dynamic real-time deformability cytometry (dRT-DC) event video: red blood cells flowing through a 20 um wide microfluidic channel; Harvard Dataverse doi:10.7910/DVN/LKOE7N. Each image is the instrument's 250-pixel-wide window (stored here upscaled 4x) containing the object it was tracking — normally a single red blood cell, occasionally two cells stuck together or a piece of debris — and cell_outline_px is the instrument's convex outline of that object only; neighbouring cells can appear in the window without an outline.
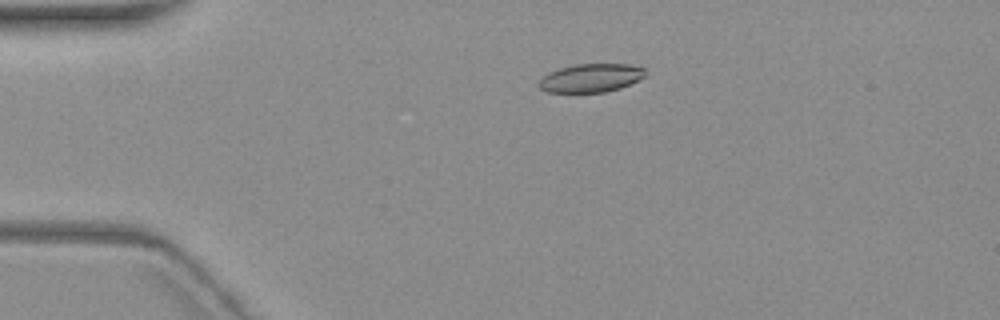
{"species": "common noctule bat (a hibernating species)", "species_latin": "Nyctalus noctula", "temperature_condition": "warm", "stored_images_in_passage": 11, "camera_frame_rate_fps": 3000, "um_per_image_px": 0.085, "animal": {"sex": "female", "body_mass_g": 19.3, "forearm_length_mm": 54.1}, "frame": {"image": 1, "passage_image": 4, "time_ms": 4.0, "image_size_px": [1000, 320], "cell_outline_px": [[648, 72], [644, 76], [620, 88], [604, 92], [548, 92], [540, 88], [540, 80], [548, 72], [560, 68], [576, 64], [628, 64], [644, 68]], "centroid_in_image_um": [50.23, 6.62], "position_along_channel_um": 34.8, "area_um2": 17.4}}
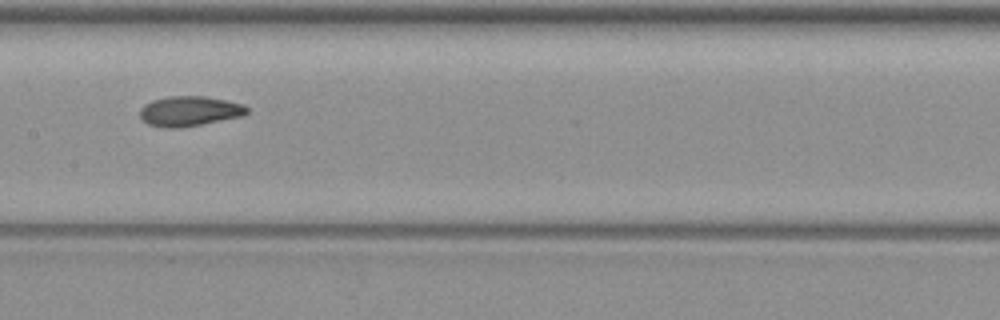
{"frame": {"image": 2, "passage_image": 8, "time_ms": 9.667, "image_size_px": [1000, 320], "cell_outline_px": [[248, 112], [244, 116], [180, 128], [164, 128], [148, 124], [140, 116], [140, 108], [144, 104], [152, 100], [168, 96], [204, 96], [228, 100], [244, 104], [248, 108]], "centroid_in_image_um": [16.12, 9.44], "position_along_channel_um": 191.3, "area_um2": 18.9}}
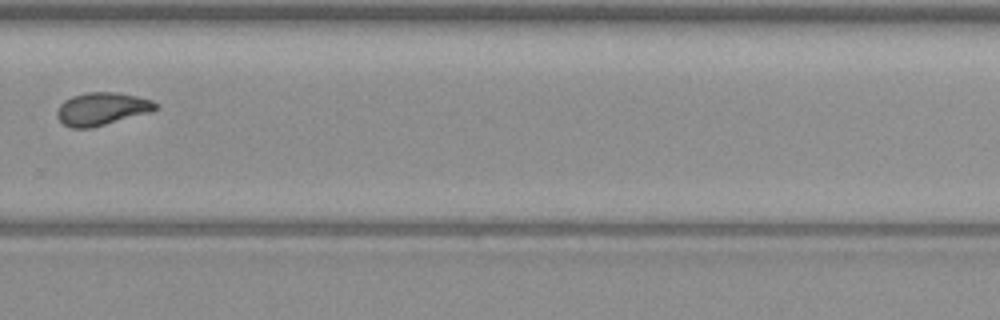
{"frame": {"image": 3, "passage_image": 11, "time_ms": 13.333, "image_size_px": [1000, 320], "cell_outline_px": [[160, 104], [152, 112], [92, 128], [72, 128], [64, 124], [56, 116], [56, 112], [60, 104], [64, 100], [72, 96], [88, 92], [116, 92], [136, 96], [152, 100]], "centroid_in_image_um": [8.67, 9.25], "position_along_channel_um": 321.1, "area_um2": 18.96}}